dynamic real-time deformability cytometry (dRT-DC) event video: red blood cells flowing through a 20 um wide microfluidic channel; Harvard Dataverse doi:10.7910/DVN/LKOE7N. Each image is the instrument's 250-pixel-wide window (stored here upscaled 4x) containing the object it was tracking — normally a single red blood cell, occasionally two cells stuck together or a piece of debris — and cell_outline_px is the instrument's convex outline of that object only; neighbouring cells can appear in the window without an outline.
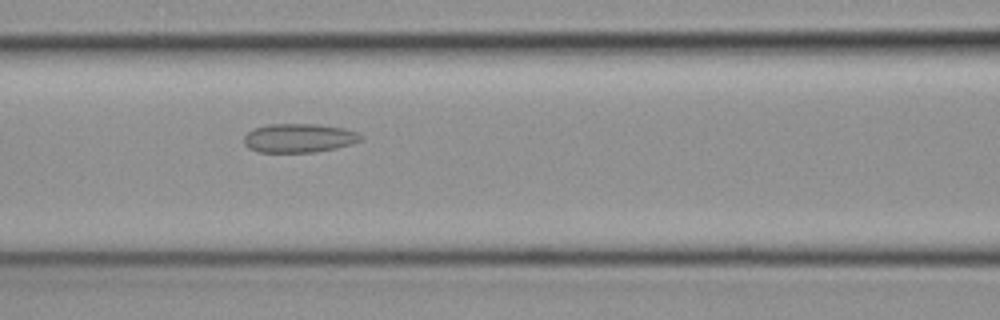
{"species": "common noctule bat (a hibernating species)", "species_latin": "Nyctalus noctula", "temperature_condition": "cold", "stored_images_in_passage": 35, "camera_frame_rate_fps": 3000, "um_per_image_px": 0.085, "animal": {"sex": "female", "body_mass_g": 19.3, "forearm_length_mm": 54.1}, "frame": {"image": 1, "passage_image": 9, "time_ms": 2.667, "image_size_px": [1000, 320], "cell_outline_px": [[364, 136], [360, 140], [336, 148], [312, 152], [256, 152], [248, 148], [244, 144], [244, 136], [248, 132], [256, 128], [268, 124], [316, 124], [344, 128], [360, 132]], "centroid_in_image_um": [25.41, 11.73], "position_along_channel_um": 141.2, "area_um2": 19.65}}
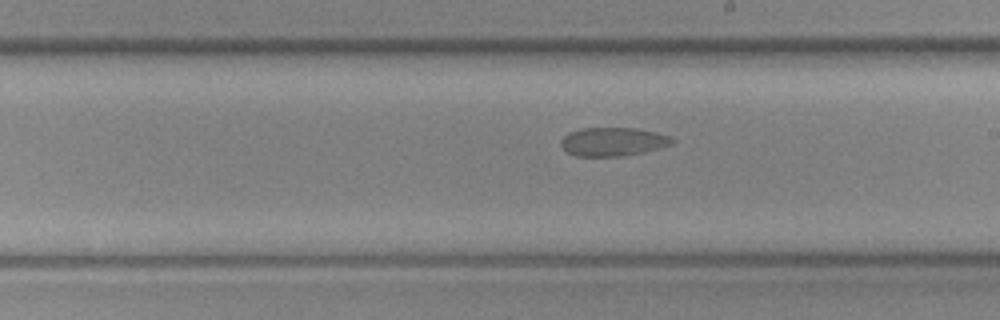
{"frame": {"image": 2, "passage_image": 16, "time_ms": 5.0, "image_size_px": [1000, 320], "cell_outline_px": [[676, 144], [644, 152], [624, 156], [576, 156], [568, 152], [560, 144], [560, 140], [568, 132], [580, 128], [636, 128], [656, 132], [672, 136], [676, 140]], "centroid_in_image_um": [52.16, 12.04], "position_along_channel_um": 236.8, "area_um2": 18.84}}
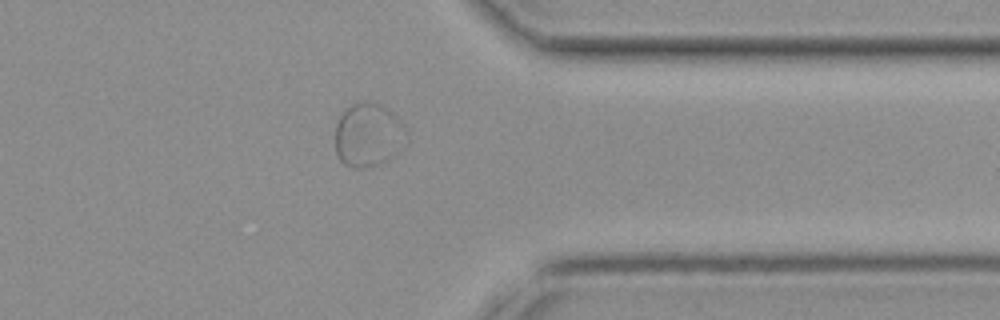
{"frame": {"image": 3, "passage_image": 27, "time_ms": 8.667, "image_size_px": [1000, 320], "cell_outline_px": [[404, 128], [396, 152], [388, 160], [376, 164], [356, 168], [352, 168], [344, 164], [340, 160], [336, 152], [336, 124], [344, 108], [356, 100], [372, 100], [388, 108], [404, 124]], "centroid_in_image_um": [31.21, 11.39], "position_along_channel_um": 380.2, "area_um2": 26.07}}